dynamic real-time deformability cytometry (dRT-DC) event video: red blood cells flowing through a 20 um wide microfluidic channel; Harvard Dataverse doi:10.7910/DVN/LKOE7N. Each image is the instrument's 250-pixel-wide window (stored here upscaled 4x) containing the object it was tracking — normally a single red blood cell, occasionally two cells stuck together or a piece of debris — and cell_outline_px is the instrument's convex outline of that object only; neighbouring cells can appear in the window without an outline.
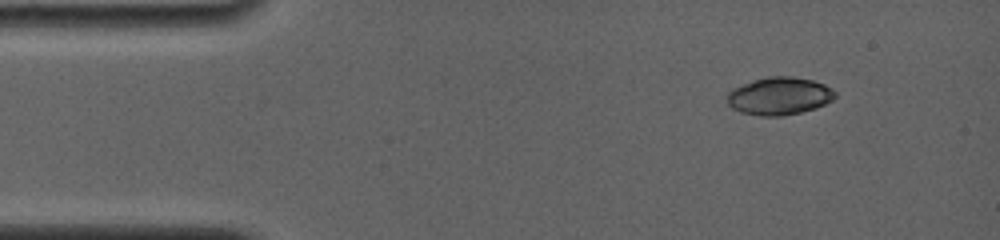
{"species": "common noctule bat (a hibernating species)", "species_latin": "Nyctalus noctula", "temperature_condition": "room temperature", "stored_images_in_passage": 6, "camera_frame_rate_fps": 4000, "um_per_image_px": 0.085, "animal": {"sex": "female", "body_mass_g": 19.0, "forearm_length_mm": 56.7}, "frame": {"image": 1, "passage_image": 1, "time_ms": 0.0, "image_size_px": [1000, 240], "cell_outline_px": [[836, 96], [832, 100], [816, 108], [800, 112], [780, 116], [760, 116], [740, 112], [732, 108], [728, 104], [728, 92], [732, 88], [752, 80], [768, 76], [792, 76], [812, 80], [824, 84], [832, 88], [836, 92]], "centroid_in_image_um": [66.24, 8.15], "position_along_channel_um": 18.8, "area_um2": 23.81}}
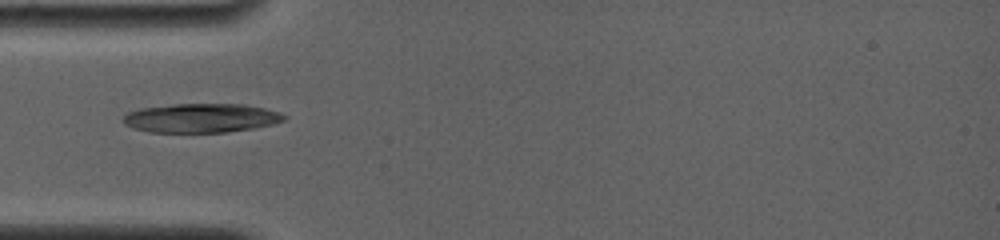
{"frame": {"image": 2, "passage_image": 4, "time_ms": 3.25, "image_size_px": [1000, 240], "cell_outline_px": [[288, 116], [284, 120], [272, 124], [252, 128], [228, 132], [148, 132], [132, 128], [124, 124], [124, 116], [128, 112], [140, 108], [176, 104], [244, 104], [264, 108], [280, 112]], "centroid_in_image_um": [17.1, 10.03], "position_along_channel_um": 67.9, "area_um2": 27.22}}
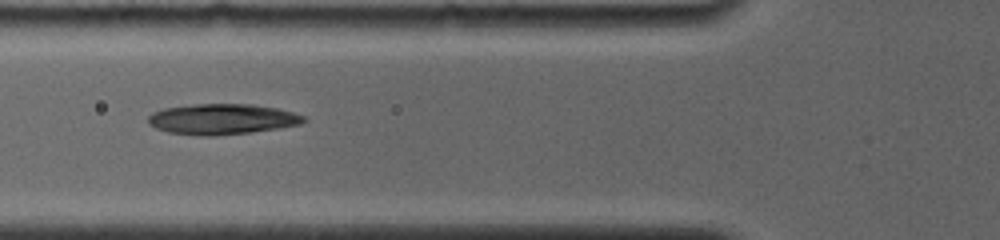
{"frame": {"image": 3, "passage_image": 5, "time_ms": 4.25, "image_size_px": [1000, 240], "cell_outline_px": [[308, 120], [300, 124], [280, 128], [248, 132], [212, 136], [200, 136], [168, 132], [156, 128], [148, 124], [148, 116], [152, 112], [164, 108], [196, 104], [252, 104], [276, 108], [292, 112], [304, 116]], "centroid_in_image_um": [18.86, 10.12], "position_along_channel_um": 106.9, "area_um2": 27.69}}